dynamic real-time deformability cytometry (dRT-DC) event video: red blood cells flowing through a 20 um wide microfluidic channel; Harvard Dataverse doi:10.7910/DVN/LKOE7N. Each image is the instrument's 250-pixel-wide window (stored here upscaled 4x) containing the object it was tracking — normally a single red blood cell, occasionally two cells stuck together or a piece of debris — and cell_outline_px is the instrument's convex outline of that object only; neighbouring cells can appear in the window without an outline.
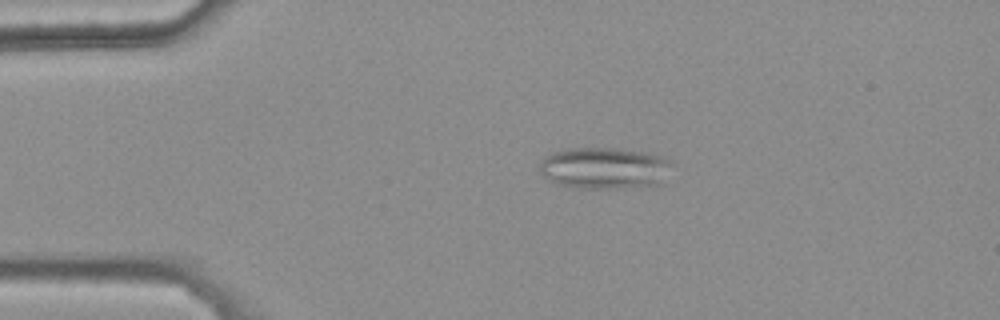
{"species": "common noctule bat (a hibernating species)", "species_latin": "Nyctalus noctula", "temperature_condition": "warm", "stored_images_in_passage": 37, "camera_frame_rate_fps": 3000, "um_per_image_px": 0.085, "animal": {"sex": "female", "body_mass_g": 25.1}, "frame": {"image": 1, "passage_image": 1, "time_ms": 0.0, "image_size_px": [1000, 320], "cell_outline_px": [[672, 160], [664, 184], [624, 188], [580, 188], [556, 184], [544, 176], [540, 172], [540, 164], [548, 156], [556, 152], [568, 148], [612, 148], [644, 152], [664, 156]], "centroid_in_image_um": [51.44, 14.3], "position_along_channel_um": 33.6, "area_um2": 32.08}}
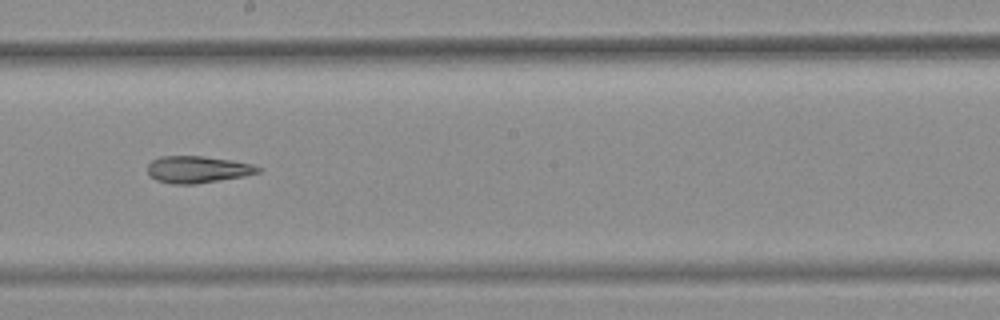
{"frame": {"image": 2, "passage_image": 20, "time_ms": 6.333, "image_size_px": [1000, 320], "cell_outline_px": [[264, 168], [260, 172], [244, 176], [196, 184], [172, 184], [156, 180], [148, 176], [148, 164], [152, 160], [160, 156], [204, 156], [232, 160], [252, 164]], "centroid_in_image_um": [16.8, 14.4], "position_along_channel_um": 231.4, "area_um2": 17.51}}
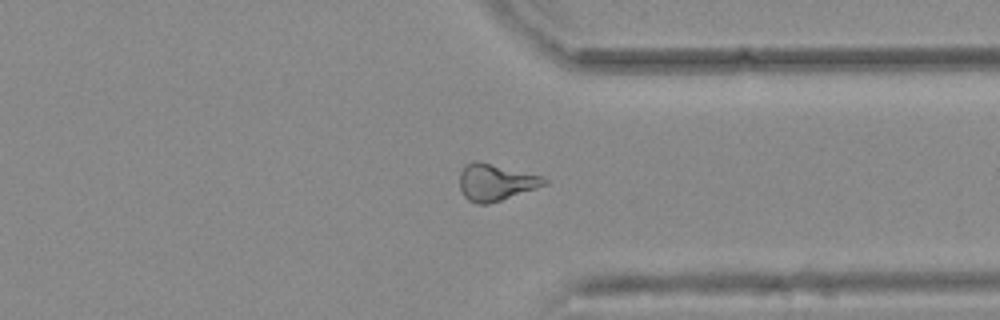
{"frame": {"image": 3, "passage_image": 31, "time_ms": 10.0, "image_size_px": [1000, 320], "cell_outline_px": [[548, 184], [488, 204], [476, 204], [468, 200], [464, 196], [460, 188], [460, 172], [464, 164], [472, 160], [476, 160], [540, 176], [548, 180]], "centroid_in_image_um": [42.08, 15.49], "position_along_channel_um": 369.3, "area_um2": 17.92}, "authors_computed_cell_mechanics": {"area_um2": 17.918, "velocity_mm_per_s": 3.7815, "shape_relaxation_time_tau1_ms": null, "shape_relaxation_time_tau2_ms": 7.6765, "deformation_change_tau1": null, "deformation_change_tau2": 0.1801}}